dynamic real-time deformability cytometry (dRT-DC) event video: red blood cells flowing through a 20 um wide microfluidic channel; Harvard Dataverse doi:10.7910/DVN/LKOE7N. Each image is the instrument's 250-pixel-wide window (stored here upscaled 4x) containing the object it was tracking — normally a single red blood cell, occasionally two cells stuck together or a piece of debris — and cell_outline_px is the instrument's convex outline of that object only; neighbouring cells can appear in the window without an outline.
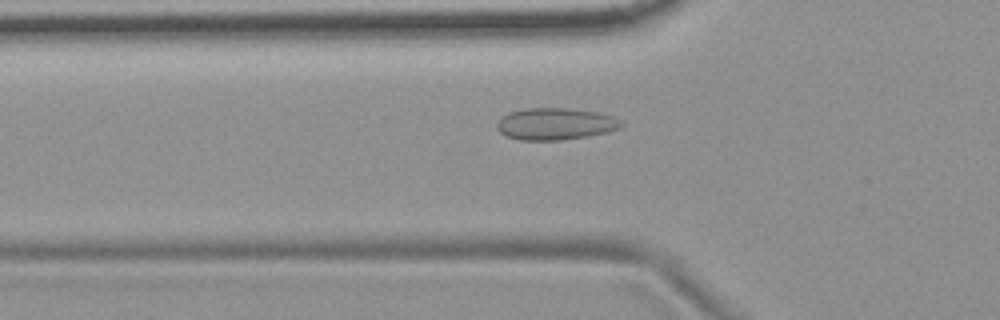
{"species": "common noctule bat (a hibernating species)", "species_latin": "Nyctalus noctula", "temperature_condition": "room temperature", "stored_images_in_passage": 51, "camera_frame_rate_fps": 3000, "um_per_image_px": 0.085, "animal": {"sex": "female", "body_mass_g": 19.9}, "frame": {"image": 1, "passage_image": 15, "time_ms": 4.667, "image_size_px": [1000, 320], "cell_outline_px": [[624, 124], [620, 128], [608, 132], [588, 136], [560, 140], [520, 140], [508, 136], [500, 132], [496, 128], [496, 124], [508, 112], [524, 108], [568, 108], [596, 112], [612, 116], [620, 120]], "centroid_in_image_um": [47.21, 10.53], "position_along_channel_um": 78.6, "area_um2": 23.06}}
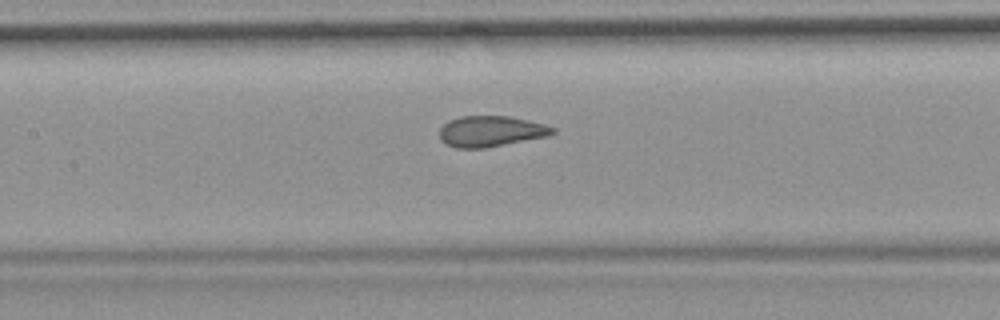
{"frame": {"image": 2, "passage_image": 22, "time_ms": 7.0, "image_size_px": [1000, 320], "cell_outline_px": [[556, 132], [548, 136], [484, 148], [456, 148], [440, 140], [440, 128], [448, 120], [460, 116], [508, 116], [544, 124], [556, 128]], "centroid_in_image_um": [41.71, 11.16], "position_along_channel_um": 165.7, "area_um2": 20.23}}
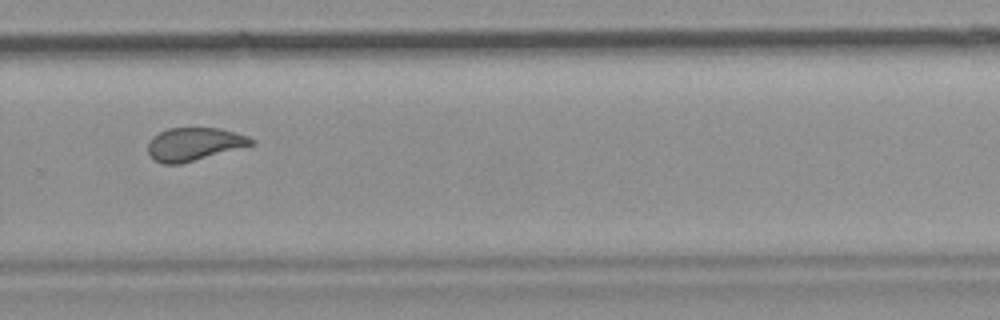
{"frame": {"image": 3, "passage_image": 34, "time_ms": 11.0, "image_size_px": [1000, 320], "cell_outline_px": [[256, 144], [180, 164], [164, 164], [156, 160], [148, 152], [148, 144], [152, 136], [168, 128], [220, 128], [248, 136], [256, 140]], "centroid_in_image_um": [16.53, 12.24], "position_along_channel_um": 313.3, "area_um2": 19.83}}